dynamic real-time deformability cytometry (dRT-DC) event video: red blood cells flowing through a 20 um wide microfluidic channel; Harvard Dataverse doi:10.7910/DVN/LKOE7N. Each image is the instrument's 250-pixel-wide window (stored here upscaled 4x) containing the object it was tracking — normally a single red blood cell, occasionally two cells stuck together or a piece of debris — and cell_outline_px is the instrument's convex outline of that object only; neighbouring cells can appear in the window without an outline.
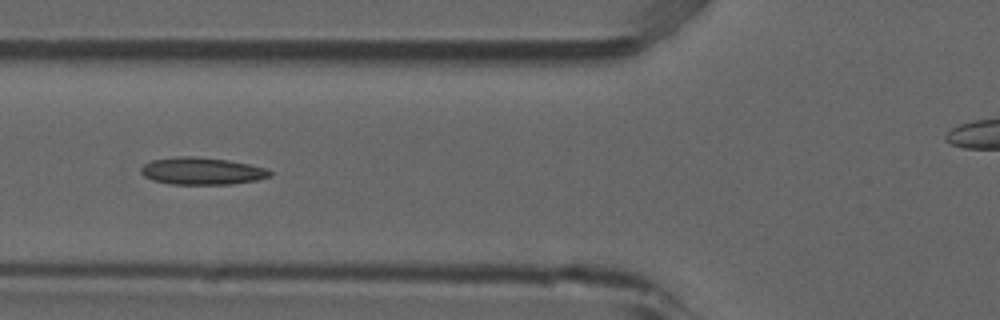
{"species": "common noctule bat (a hibernating species)", "species_latin": "Nyctalus noctula", "temperature_condition": "room temperature", "stored_images_in_passage": 9, "camera_frame_rate_fps": 3000, "um_per_image_px": 0.085, "animal": {"sex": "male", "forearm_length_mm": 52.5}, "frame": {"image": 1, "passage_image": 6, "time_ms": 1.667, "image_size_px": [1000, 320], "cell_outline_px": [[272, 176], [256, 180], [232, 184], [172, 184], [152, 180], [144, 176], [140, 172], [140, 168], [144, 164], [152, 160], [176, 156], [196, 156], [228, 160], [268, 168], [272, 172]], "centroid_in_image_um": [17.16, 14.53], "position_along_channel_um": 108.6, "area_um2": 20.58}}
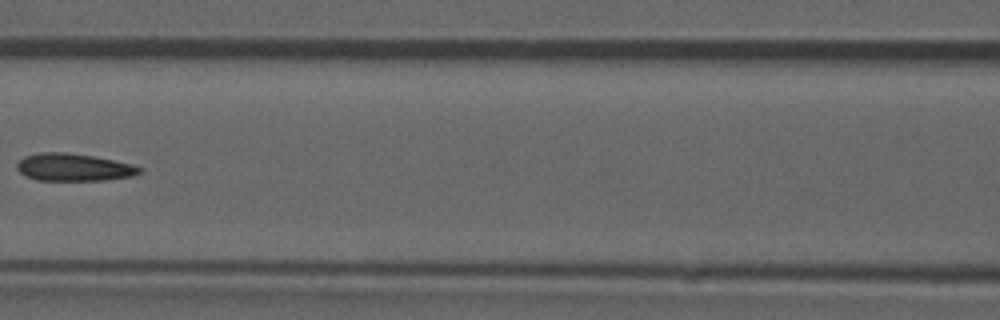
{"frame": {"image": 2, "passage_image": 7, "time_ms": 2.0, "image_size_px": [1000, 320], "cell_outline_px": [[144, 168], [140, 172], [132, 176], [108, 180], [36, 180], [24, 176], [16, 168], [16, 164], [24, 156], [40, 152], [68, 152], [92, 156], [132, 164]], "centroid_in_image_um": [6.24, 14.22], "position_along_channel_um": 160.4, "area_um2": 19.71}}